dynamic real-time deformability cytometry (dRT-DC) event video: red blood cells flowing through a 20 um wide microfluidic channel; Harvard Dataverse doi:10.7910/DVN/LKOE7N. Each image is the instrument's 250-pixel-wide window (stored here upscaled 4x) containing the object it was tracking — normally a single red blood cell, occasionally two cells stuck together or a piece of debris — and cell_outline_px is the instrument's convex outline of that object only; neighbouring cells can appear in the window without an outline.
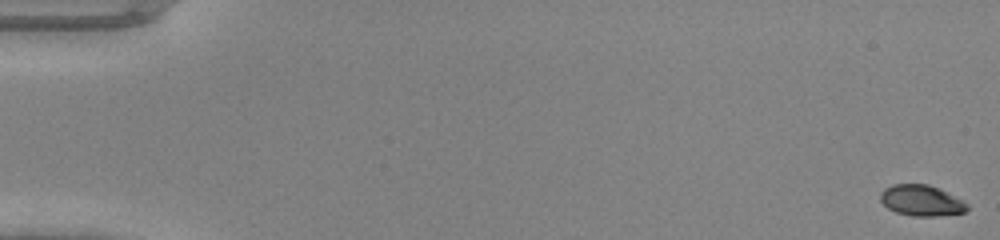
{"species": "common noctule bat (a hibernating species)", "species_latin": "Nyctalus noctula", "temperature_condition": "warm", "stored_images_in_passage": 49, "camera_frame_rate_fps": 3000, "um_per_image_px": 0.085, "animal": {"sex": "male", "body_mass_g": 20.0, "forearm_length_mm": 53.3}, "frame": {"image": 1, "passage_image": 1, "time_ms": 0.0, "image_size_px": [1000, 240], "cell_outline_px": [[968, 208], [964, 212], [936, 216], [912, 216], [896, 212], [888, 208], [880, 200], [880, 192], [884, 188], [892, 184], [928, 184], [940, 188], [968, 204]], "centroid_in_image_um": [78.29, 17.03], "position_along_channel_um": 6.7, "area_um2": 15.61}}
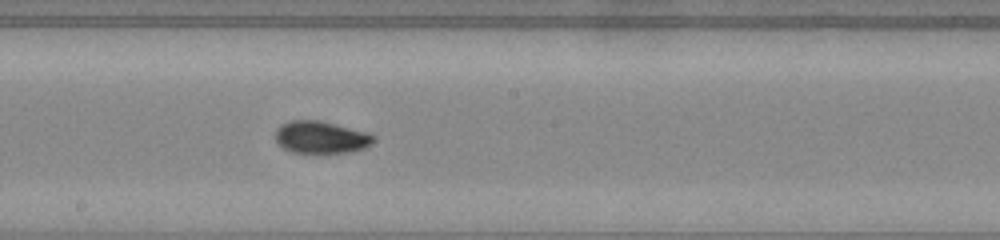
{"frame": {"image": 2, "passage_image": 28, "time_ms": 9.0, "image_size_px": [1000, 240], "cell_outline_px": [[376, 140], [372, 144], [364, 148], [352, 152], [292, 152], [284, 148], [276, 140], [276, 128], [280, 124], [292, 120], [320, 120], [368, 132]], "centroid_in_image_um": [27.3, 11.65], "position_along_channel_um": 220.9, "area_um2": 18.38}}
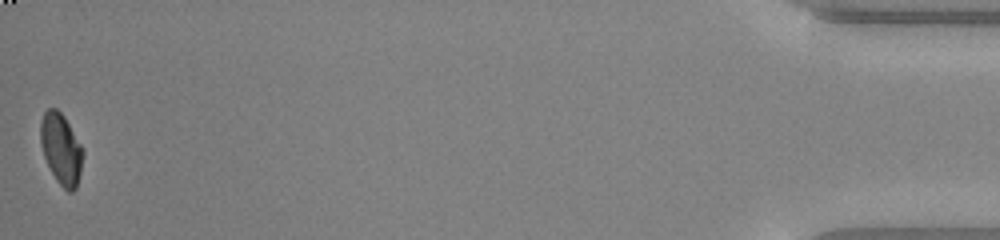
{"frame": {"image": 3, "passage_image": 49, "time_ms": 16.0, "image_size_px": [1000, 240], "cell_outline_px": [[84, 152], [80, 172], [76, 188], [72, 192], [68, 192], [56, 180], [44, 156], [40, 144], [40, 120], [44, 112], [48, 108], [56, 108], [64, 116], [80, 144]], "centroid_in_image_um": [5.18, 12.64], "position_along_channel_um": 430.0, "area_um2": 17.4}}